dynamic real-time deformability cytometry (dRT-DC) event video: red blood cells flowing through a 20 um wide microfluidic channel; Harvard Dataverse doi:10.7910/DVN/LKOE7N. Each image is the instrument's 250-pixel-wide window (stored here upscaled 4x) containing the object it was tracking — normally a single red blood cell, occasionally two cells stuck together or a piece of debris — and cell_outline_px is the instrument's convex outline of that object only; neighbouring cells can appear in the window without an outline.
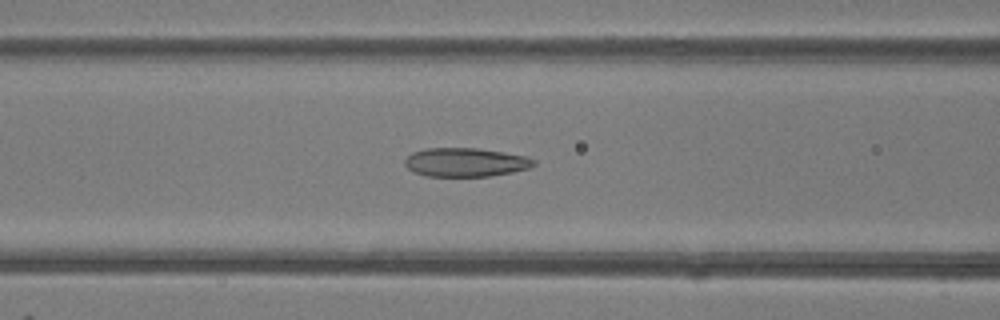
{"species": "common noctule bat (a hibernating species)", "species_latin": "Nyctalus noctula", "temperature_condition": "room temperature", "stored_images_in_passage": 46, "camera_frame_rate_fps": 3000, "um_per_image_px": 0.085, "animal": {"sex": "female"}, "frame": {"image": 1, "passage_image": 17, "time_ms": 5.333, "image_size_px": [1000, 320], "cell_outline_px": [[536, 164], [528, 168], [512, 172], [488, 176], [428, 176], [416, 172], [408, 168], [404, 164], [404, 160], [412, 152], [424, 148], [476, 148], [504, 152], [528, 156], [536, 160]], "centroid_in_image_um": [39.59, 13.78], "position_along_channel_um": 127.0, "area_um2": 21.62}}
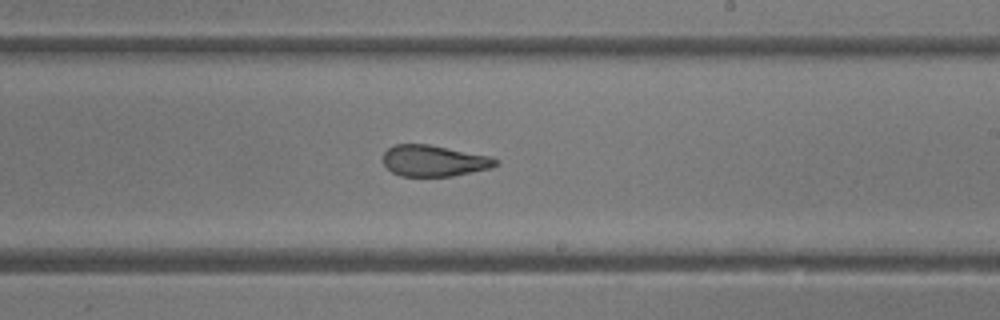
{"frame": {"image": 2, "passage_image": 26, "time_ms": 8.333, "image_size_px": [1000, 320], "cell_outline_px": [[500, 164], [492, 168], [452, 176], [400, 176], [392, 172], [384, 164], [384, 152], [388, 148], [396, 144], [428, 144], [488, 156], [500, 160]], "centroid_in_image_um": [36.91, 13.67], "position_along_channel_um": 252.1, "area_um2": 20.4}}
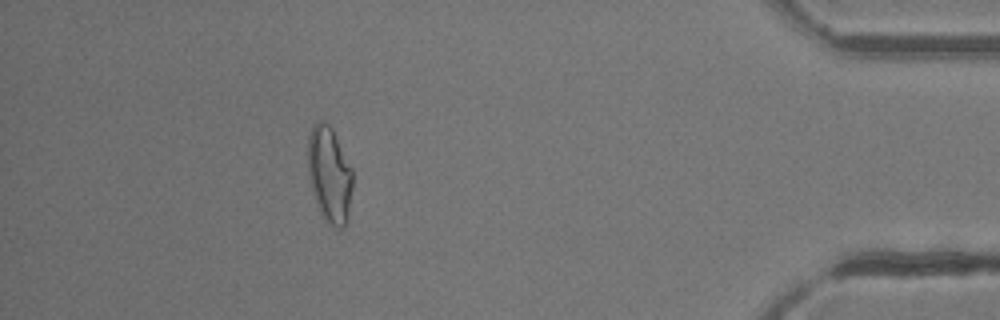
{"frame": {"image": 3, "passage_image": 41, "time_ms": 13.333, "image_size_px": [1000, 320], "cell_outline_px": [[352, 188], [348, 220], [344, 228], [336, 228], [328, 224], [320, 216], [316, 204], [308, 176], [308, 136], [312, 124], [316, 120], [320, 120], [328, 124], [332, 128], [352, 168]], "centroid_in_image_um": [27.99, 14.87], "position_along_channel_um": 407.2, "area_um2": 25.55}, "authors_computed_cell_mechanics": {"area_um2": 23.2067, "velocity_mm_per_s": 4.1747, "shape_relaxation_time_tau1_ms": null, "shape_relaxation_time_tau2_ms": 1.4485, "deformation_change_tau1": null, "deformation_change_tau2": 0.0916}}